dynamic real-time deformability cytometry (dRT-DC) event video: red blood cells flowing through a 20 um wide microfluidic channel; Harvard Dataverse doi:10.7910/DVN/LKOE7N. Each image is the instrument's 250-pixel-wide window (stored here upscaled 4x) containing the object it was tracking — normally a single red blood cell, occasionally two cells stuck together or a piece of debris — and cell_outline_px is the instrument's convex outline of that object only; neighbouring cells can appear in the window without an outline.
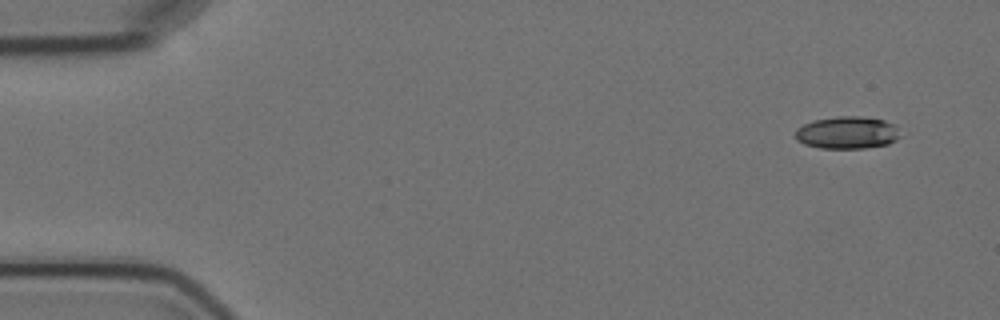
{"species": "Egyptian fruit bat (a non-hibernating species)", "species_latin": "Rousettus aegyptiacus", "temperature_condition": "cold", "stored_images_in_passage": 9, "camera_frame_rate_fps": 3000, "um_per_image_px": 0.085, "animal": {"sex": "female"}, "frame": {"image": 1, "passage_image": 1, "time_ms": 0.0, "image_size_px": [1000, 320], "cell_outline_px": [[900, 136], [896, 140], [888, 144], [864, 148], [820, 148], [804, 144], [796, 140], [796, 128], [812, 120], [836, 116], [860, 116], [884, 120], [896, 124]], "centroid_in_image_um": [72.01, 11.27], "position_along_channel_um": 13.0, "area_um2": 19.94}}
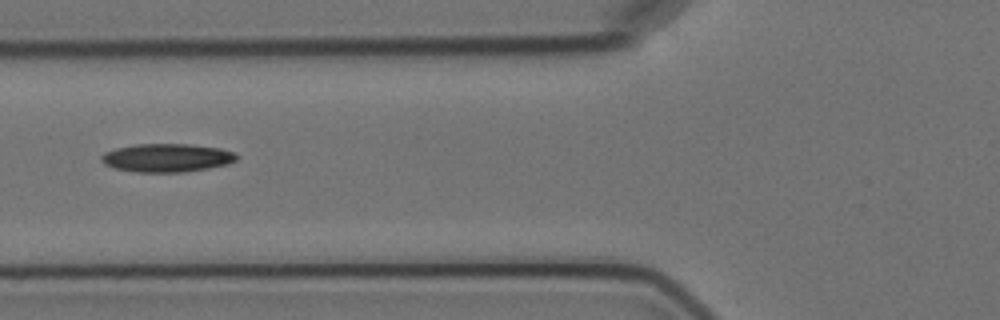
{"frame": {"image": 2, "passage_image": 6, "time_ms": 6.0, "image_size_px": [1000, 320], "cell_outline_px": [[240, 156], [236, 160], [228, 164], [208, 168], [184, 172], [136, 172], [116, 168], [104, 164], [100, 160], [100, 156], [104, 152], [116, 148], [136, 144], [188, 144], [220, 148], [236, 152]], "centroid_in_image_um": [14.2, 13.41], "position_along_channel_um": 111.6, "area_um2": 22.48}}
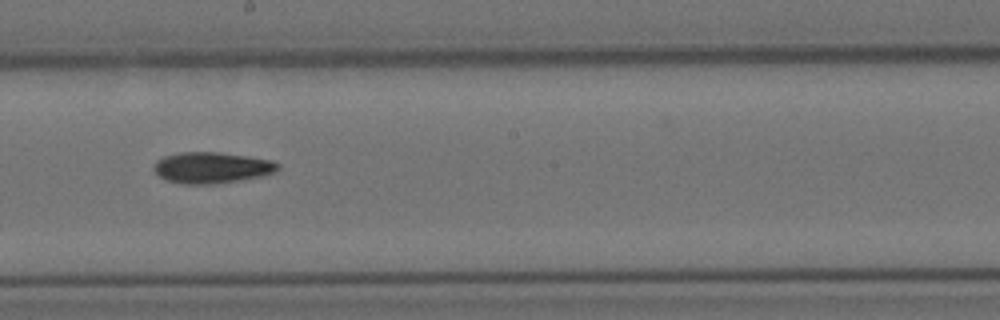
{"frame": {"image": 3, "passage_image": 9, "time_ms": 9.333, "image_size_px": [1000, 320], "cell_outline_px": [[280, 168], [272, 172], [260, 176], [240, 180], [212, 184], [180, 184], [164, 180], [156, 172], [156, 160], [164, 156], [180, 152], [220, 152], [248, 156], [272, 160], [280, 164]], "centroid_in_image_um": [18.0, 14.25], "position_along_channel_um": 230.2, "area_um2": 22.43}}